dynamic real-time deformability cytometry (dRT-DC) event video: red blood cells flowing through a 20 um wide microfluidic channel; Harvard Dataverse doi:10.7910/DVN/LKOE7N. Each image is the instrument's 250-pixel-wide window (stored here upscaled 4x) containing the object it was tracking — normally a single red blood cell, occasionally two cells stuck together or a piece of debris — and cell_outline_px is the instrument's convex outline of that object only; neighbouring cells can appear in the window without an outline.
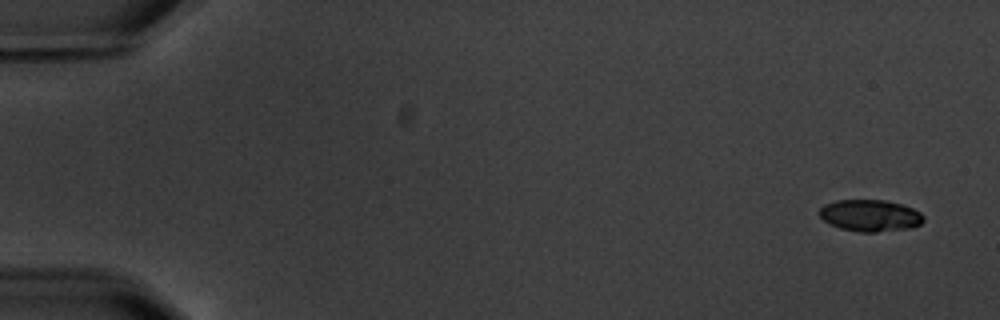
{"species": "common noctule bat (a hibernating species)", "species_latin": "Nyctalus noctula", "temperature_condition": "warm", "stored_images_in_passage": 11, "camera_frame_rate_fps": 3000, "um_per_image_px": 0.085, "animal": {"sex": "male", "body_mass_g": 20.1, "forearm_length_mm": 53.5}, "frame": {"image": 1, "passage_image": 1, "time_ms": 0.0, "image_size_px": [1000, 320], "cell_outline_px": [[924, 220], [920, 224], [908, 228], [876, 232], [860, 232], [840, 228], [828, 224], [820, 216], [820, 208], [824, 204], [836, 200], [884, 200], [900, 204], [912, 208], [920, 212], [924, 216]], "centroid_in_image_um": [73.94, 18.32], "position_along_channel_um": 11.1, "area_um2": 19.19}}
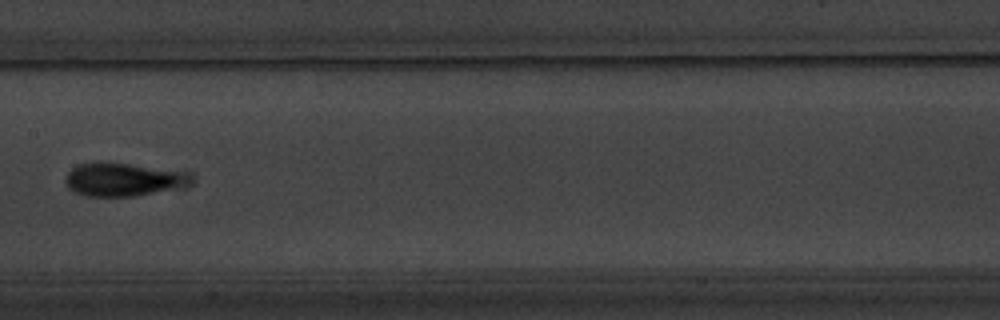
{"frame": {"image": 2, "passage_image": 8, "time_ms": 9.333, "image_size_px": [1000, 320], "cell_outline_px": [[196, 180], [188, 188], [136, 196], [84, 196], [68, 188], [64, 180], [64, 176], [72, 168], [80, 164], [104, 160], [192, 172]], "centroid_in_image_um": [10.61, 15.24], "position_along_channel_um": 196.8, "area_um2": 25.66}}